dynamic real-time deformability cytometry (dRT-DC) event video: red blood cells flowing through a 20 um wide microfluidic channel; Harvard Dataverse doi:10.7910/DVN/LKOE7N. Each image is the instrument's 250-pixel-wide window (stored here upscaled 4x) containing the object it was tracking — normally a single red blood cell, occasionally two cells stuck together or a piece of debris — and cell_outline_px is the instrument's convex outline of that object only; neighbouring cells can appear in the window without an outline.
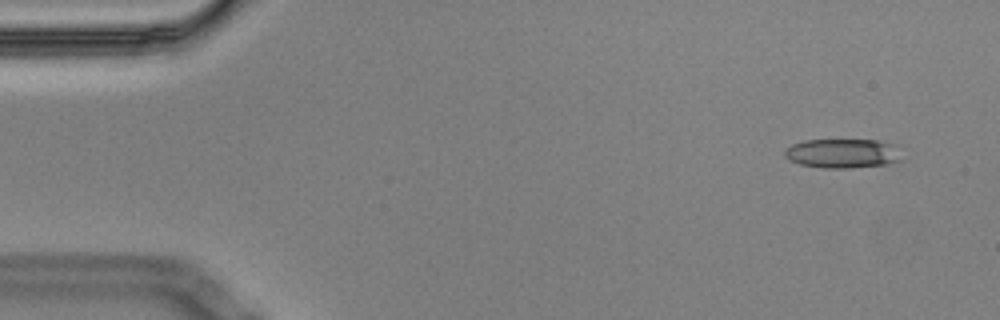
{"species": "Egyptian fruit bat (a non-hibernating species)", "species_latin": "Rousettus aegyptiacus", "temperature_condition": "cold", "stored_images_in_passage": 4, "camera_frame_rate_fps": 3000, "um_per_image_px": 0.085, "animal": {"sex": "male"}, "frame": {"image": 1, "passage_image": 1, "time_ms": 0.0, "image_size_px": [1000, 320], "cell_outline_px": [[904, 160], [888, 164], [848, 168], [820, 168], [800, 164], [788, 160], [784, 156], [784, 148], [792, 144], [804, 140], [876, 140], [892, 144]], "centroid_in_image_um": [71.57, 13.05], "position_along_channel_um": 13.4, "area_um2": 20.11}}
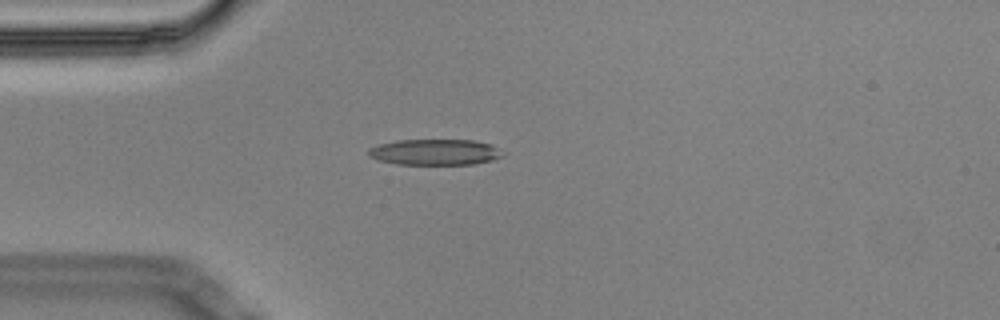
{"frame": {"image": 2, "passage_image": 4, "time_ms": 1.0, "image_size_px": [1000, 320], "cell_outline_px": [[504, 156], [492, 160], [472, 164], [396, 164], [376, 160], [368, 156], [368, 148], [380, 144], [396, 140], [472, 140], [492, 144]], "centroid_in_image_um": [36.92, 12.93], "position_along_channel_um": 48.1, "area_um2": 20.23}}